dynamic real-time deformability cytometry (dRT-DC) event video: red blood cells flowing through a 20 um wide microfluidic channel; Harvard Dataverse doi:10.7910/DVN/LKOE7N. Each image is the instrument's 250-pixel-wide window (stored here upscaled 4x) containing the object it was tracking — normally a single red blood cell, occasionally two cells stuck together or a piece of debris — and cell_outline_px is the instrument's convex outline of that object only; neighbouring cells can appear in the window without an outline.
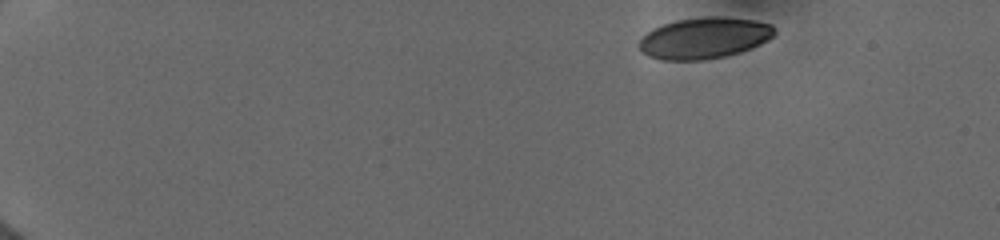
{"species": "human", "species_latin": "Homo sapiens", "temperature_condition": "cold", "stored_images_in_passage": 4, "camera_frame_rate_fps": 3000, "um_per_image_px": 0.085, "donor": {"sex": "female"}, "frame": {"image": 1, "passage_image": 1, "time_ms": 0.0, "image_size_px": [1000, 240], "cell_outline_px": [[776, 36], [752, 48], [740, 52], [724, 56], [704, 60], [660, 60], [648, 56], [640, 52], [636, 44], [652, 28], [676, 20], [708, 16], [716, 16], [756, 20], [772, 24], [776, 28]], "centroid_in_image_um": [59.87, 3.23], "position_along_channel_um": 25.1, "area_um2": 32.95}}